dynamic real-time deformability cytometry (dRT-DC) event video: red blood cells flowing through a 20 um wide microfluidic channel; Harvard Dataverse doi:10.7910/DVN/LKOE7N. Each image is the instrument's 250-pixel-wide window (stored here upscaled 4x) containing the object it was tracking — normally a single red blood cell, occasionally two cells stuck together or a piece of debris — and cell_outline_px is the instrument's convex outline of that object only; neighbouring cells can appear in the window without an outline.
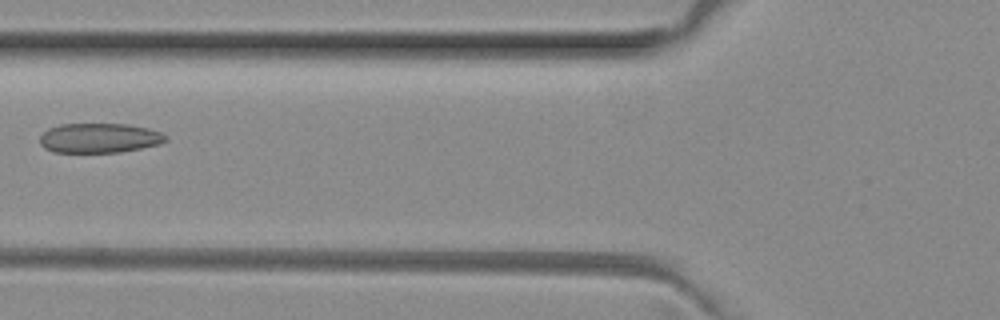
{"species": "common noctule bat (a hibernating species)", "species_latin": "Nyctalus noctula", "temperature_condition": "room temperature", "stored_images_in_passage": 7, "camera_frame_rate_fps": 3000, "um_per_image_px": 0.085, "animal": {"sex": "female", "body_mass_g": 29.2, "forearm_length_mm": 56.3}, "frame": {"image": 1, "passage_image": 5, "time_ms": 1.333, "image_size_px": [1000, 320], "cell_outline_px": [[168, 140], [160, 144], [120, 152], [52, 152], [44, 148], [40, 144], [40, 136], [48, 128], [60, 124], [128, 124], [148, 128], [160, 132], [168, 136]], "centroid_in_image_um": [8.44, 11.73], "position_along_channel_um": 117.4, "area_um2": 21.85}}
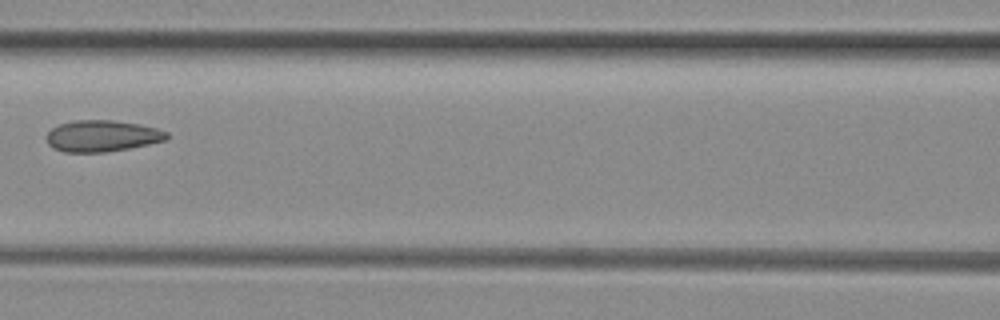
{"frame": {"image": 2, "passage_image": 6, "time_ms": 1.667, "image_size_px": [1000, 320], "cell_outline_px": [[168, 140], [128, 148], [104, 152], [64, 152], [52, 148], [48, 144], [48, 132], [52, 128], [60, 124], [72, 120], [112, 120], [140, 124], [156, 128], [168, 132]], "centroid_in_image_um": [8.69, 11.55], "position_along_channel_um": 157.9, "area_um2": 21.96}}
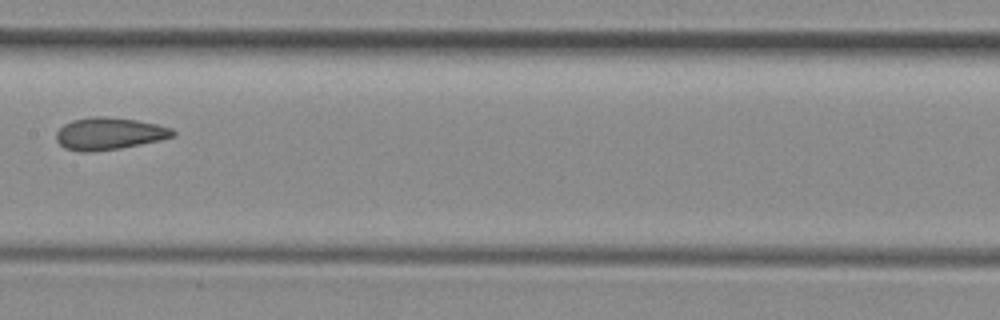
{"frame": {"image": 3, "passage_image": 7, "time_ms": 2.0, "image_size_px": [1000, 320], "cell_outline_px": [[176, 136], [160, 140], [120, 148], [92, 152], [80, 152], [64, 148], [56, 140], [56, 132], [64, 124], [72, 120], [92, 116], [108, 116], [136, 120], [156, 124], [172, 128], [176, 132]], "centroid_in_image_um": [9.27, 11.36], "position_along_channel_um": 198.1, "area_um2": 22.02}}